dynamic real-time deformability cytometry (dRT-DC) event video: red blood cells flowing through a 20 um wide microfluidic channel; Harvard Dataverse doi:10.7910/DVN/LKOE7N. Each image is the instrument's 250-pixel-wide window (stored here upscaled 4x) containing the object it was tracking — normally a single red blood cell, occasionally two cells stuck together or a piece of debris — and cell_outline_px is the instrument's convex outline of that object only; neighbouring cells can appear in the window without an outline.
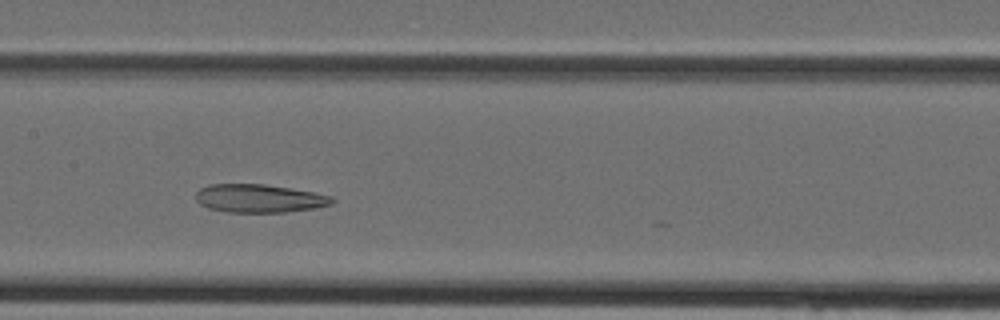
{"species": "Egyptian fruit bat (a non-hibernating species)", "species_latin": "Rousettus aegyptiacus", "temperature_condition": "cold", "stored_images_in_passage": 17, "camera_frame_rate_fps": 3000, "um_per_image_px": 0.085, "animal": {"sex": "female"}, "frame": {"image": 1, "passage_image": 14, "time_ms": 4.333, "image_size_px": [1000, 320], "cell_outline_px": [[336, 200], [332, 204], [316, 208], [284, 212], [228, 212], [208, 208], [200, 204], [196, 200], [196, 192], [200, 188], [212, 184], [264, 184], [312, 192], [332, 196]], "centroid_in_image_um": [22.04, 16.87], "position_along_channel_um": 185.4, "area_um2": 22.37}}
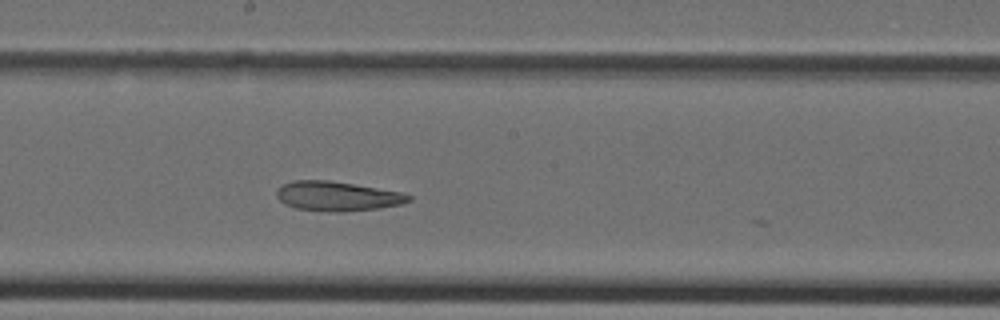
{"frame": {"image": 2, "passage_image": 16, "time_ms": 5.0, "image_size_px": [1000, 320], "cell_outline_px": [[412, 200], [404, 204], [376, 208], [340, 212], [328, 212], [296, 208], [284, 204], [276, 196], [276, 188], [292, 180], [328, 180], [400, 192], [412, 196]], "centroid_in_image_um": [28.63, 16.68], "position_along_channel_um": 219.6, "area_um2": 22.66}}